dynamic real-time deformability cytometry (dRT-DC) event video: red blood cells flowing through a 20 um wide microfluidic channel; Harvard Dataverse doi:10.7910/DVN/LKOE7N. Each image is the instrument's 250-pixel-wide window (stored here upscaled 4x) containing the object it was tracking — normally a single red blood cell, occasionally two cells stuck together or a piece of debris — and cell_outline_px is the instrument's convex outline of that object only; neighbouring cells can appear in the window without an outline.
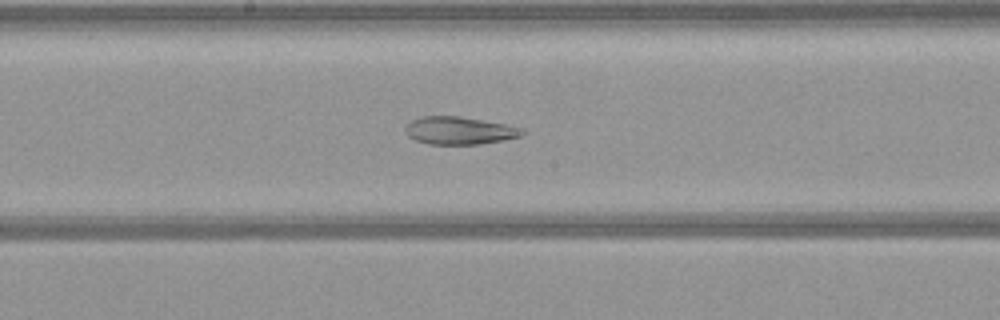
{"species": "common noctule bat (a hibernating species)", "species_latin": "Nyctalus noctula", "temperature_condition": "warm", "stored_images_in_passage": 52, "camera_frame_rate_fps": 3000, "um_per_image_px": 0.085, "animal": {"sex": "female", "body_mass_g": 21.9}, "frame": {"image": 1, "passage_image": 27, "time_ms": 8.667, "image_size_px": [1000, 320], "cell_outline_px": [[528, 132], [520, 136], [504, 140], [480, 144], [428, 144], [416, 140], [408, 136], [404, 132], [404, 128], [412, 120], [424, 116], [460, 116], [508, 124], [524, 128]], "centroid_in_image_um": [39.1, 11.09], "position_along_channel_um": 209.1, "area_um2": 19.07}}
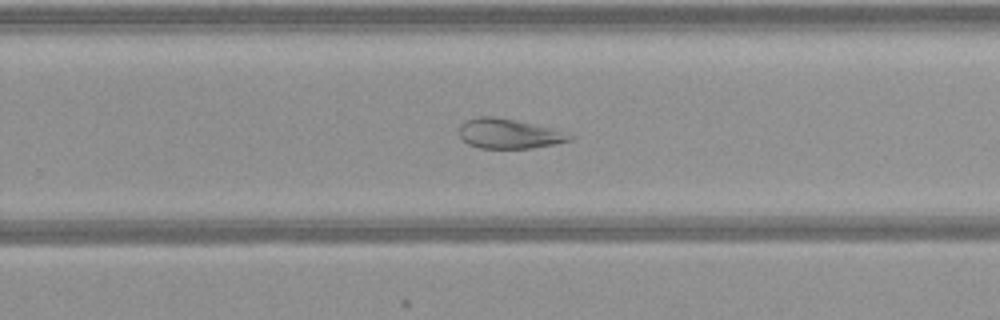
{"frame": {"image": 2, "passage_image": 33, "time_ms": 10.667, "image_size_px": [1000, 320], "cell_outline_px": [[576, 136], [572, 140], [532, 148], [480, 148], [468, 144], [460, 136], [460, 124], [464, 120], [476, 116], [492, 116], [516, 120], [576, 132]], "centroid_in_image_um": [43.36, 11.34], "position_along_channel_um": 286.4, "area_um2": 19.71}}
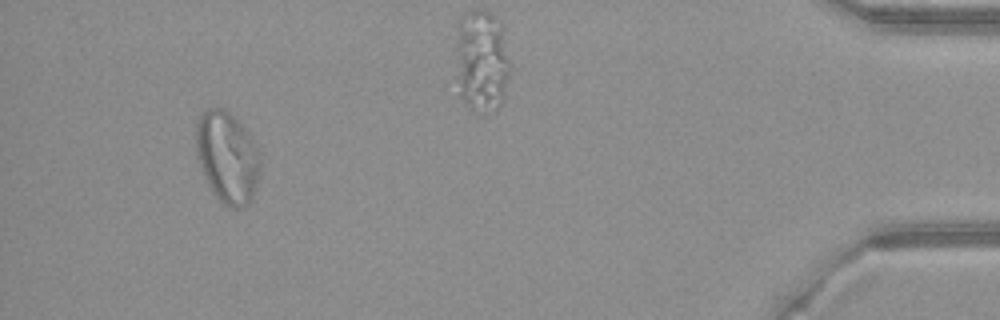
{"frame": {"image": 3, "passage_image": 49, "time_ms": 16.0, "image_size_px": [1000, 320], "cell_outline_px": [[260, 172], [252, 196], [248, 204], [240, 208], [228, 208], [212, 192], [200, 168], [196, 156], [196, 124], [200, 116], [208, 108], [224, 108], [252, 136], [260, 152]], "centroid_in_image_um": [19.32, 13.37], "position_along_channel_um": 415.9, "area_um2": 34.33}}